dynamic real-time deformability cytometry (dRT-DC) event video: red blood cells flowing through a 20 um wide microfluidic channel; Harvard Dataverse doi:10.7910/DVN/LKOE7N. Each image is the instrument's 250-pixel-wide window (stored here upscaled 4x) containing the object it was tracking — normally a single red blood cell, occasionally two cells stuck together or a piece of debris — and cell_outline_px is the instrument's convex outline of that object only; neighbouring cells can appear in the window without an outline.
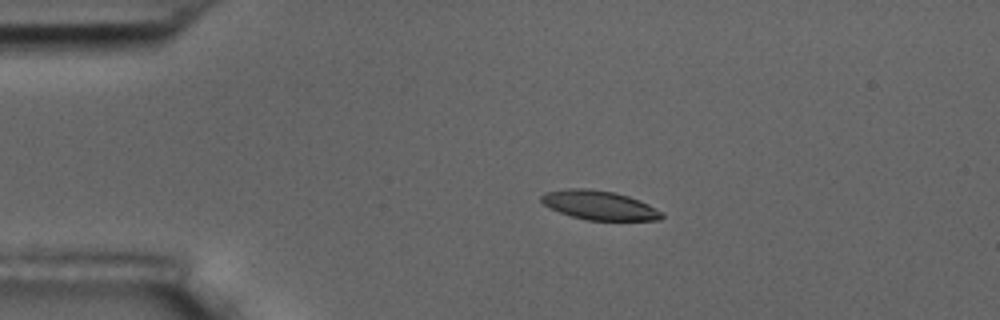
{"species": "common noctule bat (a hibernating species)", "species_latin": "Nyctalus noctula", "temperature_condition": "room temperature", "stored_images_in_passage": 3, "camera_frame_rate_fps": 3000, "um_per_image_px": 0.085, "animal": {"sex": "male", "body_mass_g": 17.5, "forearm_length_mm": 52.3}, "frame": {"image": 1, "passage_image": 1, "time_ms": 0.0, "image_size_px": [1000, 320], "cell_outline_px": [[664, 216], [660, 220], [588, 220], [572, 216], [560, 212], [544, 204], [540, 200], [540, 196], [544, 192], [568, 188], [588, 188], [612, 192], [628, 196], [640, 200], [664, 212]], "centroid_in_image_um": [50.96, 17.44], "position_along_channel_um": 34.0, "area_um2": 20.4}}
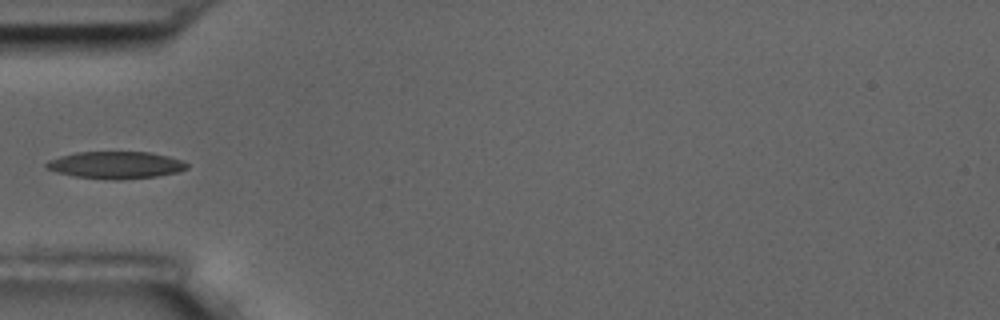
{"frame": {"image": 2, "passage_image": 3, "time_ms": 2.333, "image_size_px": [1000, 320], "cell_outline_px": [[188, 168], [176, 172], [156, 176], [120, 180], [112, 180], [76, 176], [56, 172], [44, 168], [44, 164], [48, 160], [60, 156], [76, 152], [148, 152], [168, 156], [184, 160], [188, 164]], "centroid_in_image_um": [9.82, 14.02], "position_along_channel_um": 75.2, "area_um2": 22.31}}